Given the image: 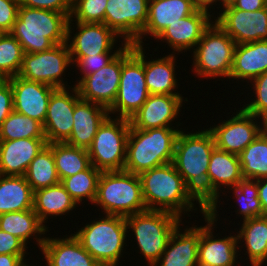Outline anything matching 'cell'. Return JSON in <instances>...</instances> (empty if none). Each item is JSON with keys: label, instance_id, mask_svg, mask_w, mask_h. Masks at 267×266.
<instances>
[{"label": "cell", "instance_id": "f5cc1de1", "mask_svg": "<svg viewBox=\"0 0 267 266\" xmlns=\"http://www.w3.org/2000/svg\"><path fill=\"white\" fill-rule=\"evenodd\" d=\"M261 133L267 137V112L260 116Z\"/></svg>", "mask_w": 267, "mask_h": 266}, {"label": "cell", "instance_id": "e575fe53", "mask_svg": "<svg viewBox=\"0 0 267 266\" xmlns=\"http://www.w3.org/2000/svg\"><path fill=\"white\" fill-rule=\"evenodd\" d=\"M24 177L33 192L60 183L53 152L47 144L31 161Z\"/></svg>", "mask_w": 267, "mask_h": 266}, {"label": "cell", "instance_id": "30bf717a", "mask_svg": "<svg viewBox=\"0 0 267 266\" xmlns=\"http://www.w3.org/2000/svg\"><path fill=\"white\" fill-rule=\"evenodd\" d=\"M130 121L108 116L87 149L90 163L101 172L124 170Z\"/></svg>", "mask_w": 267, "mask_h": 266}, {"label": "cell", "instance_id": "f6af8a7d", "mask_svg": "<svg viewBox=\"0 0 267 266\" xmlns=\"http://www.w3.org/2000/svg\"><path fill=\"white\" fill-rule=\"evenodd\" d=\"M20 6L47 9L65 14H71L72 0H19Z\"/></svg>", "mask_w": 267, "mask_h": 266}, {"label": "cell", "instance_id": "9c48e42d", "mask_svg": "<svg viewBox=\"0 0 267 266\" xmlns=\"http://www.w3.org/2000/svg\"><path fill=\"white\" fill-rule=\"evenodd\" d=\"M234 40L214 21L204 31L202 38L192 50L193 70L204 78L228 77L231 72Z\"/></svg>", "mask_w": 267, "mask_h": 266}, {"label": "cell", "instance_id": "7bdbcfd3", "mask_svg": "<svg viewBox=\"0 0 267 266\" xmlns=\"http://www.w3.org/2000/svg\"><path fill=\"white\" fill-rule=\"evenodd\" d=\"M253 83V84H252ZM254 98L250 103L242 107L244 111L254 116L260 117L267 112V71L251 81Z\"/></svg>", "mask_w": 267, "mask_h": 266}, {"label": "cell", "instance_id": "d6986e66", "mask_svg": "<svg viewBox=\"0 0 267 266\" xmlns=\"http://www.w3.org/2000/svg\"><path fill=\"white\" fill-rule=\"evenodd\" d=\"M205 226H201V237L198 244V266H237L236 260L240 257L237 234L216 238L213 235V226L218 218L204 214ZM216 238V239H215Z\"/></svg>", "mask_w": 267, "mask_h": 266}, {"label": "cell", "instance_id": "ac0fdd59", "mask_svg": "<svg viewBox=\"0 0 267 266\" xmlns=\"http://www.w3.org/2000/svg\"><path fill=\"white\" fill-rule=\"evenodd\" d=\"M72 22L73 20H68L66 36L71 56H93L112 52L119 36L104 23L75 22L78 32L74 34L72 32L74 23ZM72 33L74 36L71 35Z\"/></svg>", "mask_w": 267, "mask_h": 266}, {"label": "cell", "instance_id": "b9f144b4", "mask_svg": "<svg viewBox=\"0 0 267 266\" xmlns=\"http://www.w3.org/2000/svg\"><path fill=\"white\" fill-rule=\"evenodd\" d=\"M121 47L116 48V50H113L114 52H106L101 54H95L90 56H71L72 64L75 67L79 68L77 70H80L82 73L81 77H85L87 75H90L92 73H95L102 67L106 66L110 61H112L118 53L127 45L126 42H121ZM113 53V54H112Z\"/></svg>", "mask_w": 267, "mask_h": 266}, {"label": "cell", "instance_id": "cb8c5ba5", "mask_svg": "<svg viewBox=\"0 0 267 266\" xmlns=\"http://www.w3.org/2000/svg\"><path fill=\"white\" fill-rule=\"evenodd\" d=\"M195 11L196 8L192 0H149L146 26L134 44L144 45V37L150 35L156 38L170 24L193 14Z\"/></svg>", "mask_w": 267, "mask_h": 266}, {"label": "cell", "instance_id": "8fae6325", "mask_svg": "<svg viewBox=\"0 0 267 266\" xmlns=\"http://www.w3.org/2000/svg\"><path fill=\"white\" fill-rule=\"evenodd\" d=\"M73 66L67 43L58 44L38 53H24L18 76L54 88H66L63 76Z\"/></svg>", "mask_w": 267, "mask_h": 266}, {"label": "cell", "instance_id": "f907efd6", "mask_svg": "<svg viewBox=\"0 0 267 266\" xmlns=\"http://www.w3.org/2000/svg\"><path fill=\"white\" fill-rule=\"evenodd\" d=\"M258 198L263 208V216L267 215V177L258 180Z\"/></svg>", "mask_w": 267, "mask_h": 266}, {"label": "cell", "instance_id": "d6a6232c", "mask_svg": "<svg viewBox=\"0 0 267 266\" xmlns=\"http://www.w3.org/2000/svg\"><path fill=\"white\" fill-rule=\"evenodd\" d=\"M33 208V190L24 176L0 175V214Z\"/></svg>", "mask_w": 267, "mask_h": 266}, {"label": "cell", "instance_id": "ab89813d", "mask_svg": "<svg viewBox=\"0 0 267 266\" xmlns=\"http://www.w3.org/2000/svg\"><path fill=\"white\" fill-rule=\"evenodd\" d=\"M21 44L11 33L0 37V79L17 76L23 60Z\"/></svg>", "mask_w": 267, "mask_h": 266}, {"label": "cell", "instance_id": "52a82bcc", "mask_svg": "<svg viewBox=\"0 0 267 266\" xmlns=\"http://www.w3.org/2000/svg\"><path fill=\"white\" fill-rule=\"evenodd\" d=\"M127 229H132L134 239L149 266H154L167 247L171 235L182 218L166 212L145 210L125 217Z\"/></svg>", "mask_w": 267, "mask_h": 266}, {"label": "cell", "instance_id": "681fc988", "mask_svg": "<svg viewBox=\"0 0 267 266\" xmlns=\"http://www.w3.org/2000/svg\"><path fill=\"white\" fill-rule=\"evenodd\" d=\"M25 255H0V266H22L25 262Z\"/></svg>", "mask_w": 267, "mask_h": 266}, {"label": "cell", "instance_id": "816d5d0a", "mask_svg": "<svg viewBox=\"0 0 267 266\" xmlns=\"http://www.w3.org/2000/svg\"><path fill=\"white\" fill-rule=\"evenodd\" d=\"M218 1H220V0H192L196 10L206 12L209 15H212V14H210L211 8L213 9V7H211V6L214 4L216 5V3Z\"/></svg>", "mask_w": 267, "mask_h": 266}, {"label": "cell", "instance_id": "2e32d148", "mask_svg": "<svg viewBox=\"0 0 267 266\" xmlns=\"http://www.w3.org/2000/svg\"><path fill=\"white\" fill-rule=\"evenodd\" d=\"M221 10L214 20L236 44L267 40V6L253 12L232 6Z\"/></svg>", "mask_w": 267, "mask_h": 266}, {"label": "cell", "instance_id": "4dcf8cb0", "mask_svg": "<svg viewBox=\"0 0 267 266\" xmlns=\"http://www.w3.org/2000/svg\"><path fill=\"white\" fill-rule=\"evenodd\" d=\"M77 205L61 183L33 192L32 209L42 223H46L49 216L66 215Z\"/></svg>", "mask_w": 267, "mask_h": 266}, {"label": "cell", "instance_id": "6da1fadb", "mask_svg": "<svg viewBox=\"0 0 267 266\" xmlns=\"http://www.w3.org/2000/svg\"><path fill=\"white\" fill-rule=\"evenodd\" d=\"M139 177L147 210L166 211L180 218L185 212L196 211L193 203L196 201L200 212L207 213L172 162L145 171Z\"/></svg>", "mask_w": 267, "mask_h": 266}, {"label": "cell", "instance_id": "1f68e13d", "mask_svg": "<svg viewBox=\"0 0 267 266\" xmlns=\"http://www.w3.org/2000/svg\"><path fill=\"white\" fill-rule=\"evenodd\" d=\"M239 230L238 244L244 242L250 265H264L267 261V215L243 220Z\"/></svg>", "mask_w": 267, "mask_h": 266}, {"label": "cell", "instance_id": "ba28073f", "mask_svg": "<svg viewBox=\"0 0 267 266\" xmlns=\"http://www.w3.org/2000/svg\"><path fill=\"white\" fill-rule=\"evenodd\" d=\"M143 48V45L137 44H127L123 48L119 90L116 100L108 109L109 116L117 113L119 116L116 117L129 120L149 97L145 83Z\"/></svg>", "mask_w": 267, "mask_h": 266}, {"label": "cell", "instance_id": "7402d4cb", "mask_svg": "<svg viewBox=\"0 0 267 266\" xmlns=\"http://www.w3.org/2000/svg\"><path fill=\"white\" fill-rule=\"evenodd\" d=\"M212 16L206 12L196 10L193 14L179 19L177 22L170 24L155 39L165 40L168 46L179 54L186 50L195 48L204 31L213 22ZM177 52V53H176Z\"/></svg>", "mask_w": 267, "mask_h": 266}, {"label": "cell", "instance_id": "5b68a950", "mask_svg": "<svg viewBox=\"0 0 267 266\" xmlns=\"http://www.w3.org/2000/svg\"><path fill=\"white\" fill-rule=\"evenodd\" d=\"M104 217L93 220L73 234L100 266H117L130 230L125 217L108 214Z\"/></svg>", "mask_w": 267, "mask_h": 266}, {"label": "cell", "instance_id": "e0dca14e", "mask_svg": "<svg viewBox=\"0 0 267 266\" xmlns=\"http://www.w3.org/2000/svg\"><path fill=\"white\" fill-rule=\"evenodd\" d=\"M79 99L75 85L72 88H56L52 92L43 124L47 144L64 143L70 138L75 103Z\"/></svg>", "mask_w": 267, "mask_h": 266}, {"label": "cell", "instance_id": "f35d334b", "mask_svg": "<svg viewBox=\"0 0 267 266\" xmlns=\"http://www.w3.org/2000/svg\"><path fill=\"white\" fill-rule=\"evenodd\" d=\"M236 201L239 203V209L236 214L242 215V219H250L263 216V208L258 198V180L243 178L237 186L230 188Z\"/></svg>", "mask_w": 267, "mask_h": 266}, {"label": "cell", "instance_id": "f1b7e54d", "mask_svg": "<svg viewBox=\"0 0 267 266\" xmlns=\"http://www.w3.org/2000/svg\"><path fill=\"white\" fill-rule=\"evenodd\" d=\"M145 57L144 52L145 83L149 94L181 95L179 91L174 92L180 85L175 77V54L170 53L150 61H147Z\"/></svg>", "mask_w": 267, "mask_h": 266}, {"label": "cell", "instance_id": "8d00e7d4", "mask_svg": "<svg viewBox=\"0 0 267 266\" xmlns=\"http://www.w3.org/2000/svg\"><path fill=\"white\" fill-rule=\"evenodd\" d=\"M101 171L97 170L92 164L84 171L73 176L63 178L60 183L65 190L79 205L84 199L90 200L94 204L97 196L98 180Z\"/></svg>", "mask_w": 267, "mask_h": 266}, {"label": "cell", "instance_id": "83f0119b", "mask_svg": "<svg viewBox=\"0 0 267 266\" xmlns=\"http://www.w3.org/2000/svg\"><path fill=\"white\" fill-rule=\"evenodd\" d=\"M267 71V40L237 44L229 79L248 80Z\"/></svg>", "mask_w": 267, "mask_h": 266}, {"label": "cell", "instance_id": "11a10c76", "mask_svg": "<svg viewBox=\"0 0 267 266\" xmlns=\"http://www.w3.org/2000/svg\"><path fill=\"white\" fill-rule=\"evenodd\" d=\"M22 266H30V265H28L27 262H25Z\"/></svg>", "mask_w": 267, "mask_h": 266}, {"label": "cell", "instance_id": "f546056e", "mask_svg": "<svg viewBox=\"0 0 267 266\" xmlns=\"http://www.w3.org/2000/svg\"><path fill=\"white\" fill-rule=\"evenodd\" d=\"M48 228L33 209L0 214V230L19 238L26 246L30 237L35 236V242L41 249L46 238L41 236L46 234Z\"/></svg>", "mask_w": 267, "mask_h": 266}, {"label": "cell", "instance_id": "7a4b0ae2", "mask_svg": "<svg viewBox=\"0 0 267 266\" xmlns=\"http://www.w3.org/2000/svg\"><path fill=\"white\" fill-rule=\"evenodd\" d=\"M216 148L209 129L196 133L180 130L175 142L173 165L187 186L207 209V172L212 151Z\"/></svg>", "mask_w": 267, "mask_h": 266}, {"label": "cell", "instance_id": "836d02e7", "mask_svg": "<svg viewBox=\"0 0 267 266\" xmlns=\"http://www.w3.org/2000/svg\"><path fill=\"white\" fill-rule=\"evenodd\" d=\"M53 152L56 171L60 181L86 170L90 165L88 150L67 143H48Z\"/></svg>", "mask_w": 267, "mask_h": 266}, {"label": "cell", "instance_id": "bcb514c9", "mask_svg": "<svg viewBox=\"0 0 267 266\" xmlns=\"http://www.w3.org/2000/svg\"><path fill=\"white\" fill-rule=\"evenodd\" d=\"M28 248L19 238L0 230V255H25Z\"/></svg>", "mask_w": 267, "mask_h": 266}, {"label": "cell", "instance_id": "d590c367", "mask_svg": "<svg viewBox=\"0 0 267 266\" xmlns=\"http://www.w3.org/2000/svg\"><path fill=\"white\" fill-rule=\"evenodd\" d=\"M243 178L267 177V137L260 133L239 155Z\"/></svg>", "mask_w": 267, "mask_h": 266}, {"label": "cell", "instance_id": "7c38bea8", "mask_svg": "<svg viewBox=\"0 0 267 266\" xmlns=\"http://www.w3.org/2000/svg\"><path fill=\"white\" fill-rule=\"evenodd\" d=\"M149 0H108L104 24L123 42L134 44L146 26Z\"/></svg>", "mask_w": 267, "mask_h": 266}, {"label": "cell", "instance_id": "3957f363", "mask_svg": "<svg viewBox=\"0 0 267 266\" xmlns=\"http://www.w3.org/2000/svg\"><path fill=\"white\" fill-rule=\"evenodd\" d=\"M69 18L47 9L19 6L18 17L10 32L24 53H38L66 43Z\"/></svg>", "mask_w": 267, "mask_h": 266}, {"label": "cell", "instance_id": "ffe728a7", "mask_svg": "<svg viewBox=\"0 0 267 266\" xmlns=\"http://www.w3.org/2000/svg\"><path fill=\"white\" fill-rule=\"evenodd\" d=\"M183 98L181 95L150 94L141 108L129 119L130 128L148 130L174 127L171 122L180 115L183 100L188 101Z\"/></svg>", "mask_w": 267, "mask_h": 266}, {"label": "cell", "instance_id": "44dd1931", "mask_svg": "<svg viewBox=\"0 0 267 266\" xmlns=\"http://www.w3.org/2000/svg\"><path fill=\"white\" fill-rule=\"evenodd\" d=\"M8 79L13 91V111L44 124L50 96L56 88L18 75Z\"/></svg>", "mask_w": 267, "mask_h": 266}, {"label": "cell", "instance_id": "4316f807", "mask_svg": "<svg viewBox=\"0 0 267 266\" xmlns=\"http://www.w3.org/2000/svg\"><path fill=\"white\" fill-rule=\"evenodd\" d=\"M41 251L46 266H100L74 234L65 238L46 237Z\"/></svg>", "mask_w": 267, "mask_h": 266}, {"label": "cell", "instance_id": "5bb4252c", "mask_svg": "<svg viewBox=\"0 0 267 266\" xmlns=\"http://www.w3.org/2000/svg\"><path fill=\"white\" fill-rule=\"evenodd\" d=\"M243 179L241 164L236 154L215 148L212 151L207 172V213L218 217L219 191L222 186L230 190Z\"/></svg>", "mask_w": 267, "mask_h": 266}, {"label": "cell", "instance_id": "603a6c76", "mask_svg": "<svg viewBox=\"0 0 267 266\" xmlns=\"http://www.w3.org/2000/svg\"><path fill=\"white\" fill-rule=\"evenodd\" d=\"M46 144V138L0 140V175L24 176L31 161Z\"/></svg>", "mask_w": 267, "mask_h": 266}, {"label": "cell", "instance_id": "9a60e30c", "mask_svg": "<svg viewBox=\"0 0 267 266\" xmlns=\"http://www.w3.org/2000/svg\"><path fill=\"white\" fill-rule=\"evenodd\" d=\"M259 119L239 109L232 118L210 127L216 148L239 155L261 133Z\"/></svg>", "mask_w": 267, "mask_h": 266}, {"label": "cell", "instance_id": "c3c4849f", "mask_svg": "<svg viewBox=\"0 0 267 266\" xmlns=\"http://www.w3.org/2000/svg\"><path fill=\"white\" fill-rule=\"evenodd\" d=\"M267 6V0H237L233 8L244 11H257Z\"/></svg>", "mask_w": 267, "mask_h": 266}, {"label": "cell", "instance_id": "7dc6e473", "mask_svg": "<svg viewBox=\"0 0 267 266\" xmlns=\"http://www.w3.org/2000/svg\"><path fill=\"white\" fill-rule=\"evenodd\" d=\"M13 111V91L9 79H0V128Z\"/></svg>", "mask_w": 267, "mask_h": 266}, {"label": "cell", "instance_id": "db71d44e", "mask_svg": "<svg viewBox=\"0 0 267 266\" xmlns=\"http://www.w3.org/2000/svg\"><path fill=\"white\" fill-rule=\"evenodd\" d=\"M221 2L219 3H222L221 5H223V9L227 8V7H230V6H233L235 4V2L237 0H220Z\"/></svg>", "mask_w": 267, "mask_h": 266}, {"label": "cell", "instance_id": "74e56055", "mask_svg": "<svg viewBox=\"0 0 267 266\" xmlns=\"http://www.w3.org/2000/svg\"><path fill=\"white\" fill-rule=\"evenodd\" d=\"M21 138H46L43 124L37 120L12 111L0 128V140Z\"/></svg>", "mask_w": 267, "mask_h": 266}, {"label": "cell", "instance_id": "484cf974", "mask_svg": "<svg viewBox=\"0 0 267 266\" xmlns=\"http://www.w3.org/2000/svg\"><path fill=\"white\" fill-rule=\"evenodd\" d=\"M183 230L185 231L181 232L180 224L176 227L166 249L154 266H198L201 226L195 225Z\"/></svg>", "mask_w": 267, "mask_h": 266}, {"label": "cell", "instance_id": "60d3db41", "mask_svg": "<svg viewBox=\"0 0 267 266\" xmlns=\"http://www.w3.org/2000/svg\"><path fill=\"white\" fill-rule=\"evenodd\" d=\"M108 0H72L69 20L82 23H104ZM74 15V16H73Z\"/></svg>", "mask_w": 267, "mask_h": 266}, {"label": "cell", "instance_id": "8992f818", "mask_svg": "<svg viewBox=\"0 0 267 266\" xmlns=\"http://www.w3.org/2000/svg\"><path fill=\"white\" fill-rule=\"evenodd\" d=\"M94 204L105 214L122 217L147 210L139 175L125 170L102 172Z\"/></svg>", "mask_w": 267, "mask_h": 266}, {"label": "cell", "instance_id": "277c9868", "mask_svg": "<svg viewBox=\"0 0 267 266\" xmlns=\"http://www.w3.org/2000/svg\"><path fill=\"white\" fill-rule=\"evenodd\" d=\"M148 130L130 128L124 170L135 175L171 163L175 142L180 132L177 127Z\"/></svg>", "mask_w": 267, "mask_h": 266}, {"label": "cell", "instance_id": "ee69618b", "mask_svg": "<svg viewBox=\"0 0 267 266\" xmlns=\"http://www.w3.org/2000/svg\"><path fill=\"white\" fill-rule=\"evenodd\" d=\"M19 0H0V30L10 33L18 17Z\"/></svg>", "mask_w": 267, "mask_h": 266}, {"label": "cell", "instance_id": "4fadbf2b", "mask_svg": "<svg viewBox=\"0 0 267 266\" xmlns=\"http://www.w3.org/2000/svg\"><path fill=\"white\" fill-rule=\"evenodd\" d=\"M122 64L123 49L106 66L76 81L79 97L109 109L118 94Z\"/></svg>", "mask_w": 267, "mask_h": 266}, {"label": "cell", "instance_id": "d4e9b609", "mask_svg": "<svg viewBox=\"0 0 267 266\" xmlns=\"http://www.w3.org/2000/svg\"><path fill=\"white\" fill-rule=\"evenodd\" d=\"M108 116V109L104 106L80 98L75 103L72 132L65 143L70 146L88 149L93 142L98 127Z\"/></svg>", "mask_w": 267, "mask_h": 266}]
</instances>
